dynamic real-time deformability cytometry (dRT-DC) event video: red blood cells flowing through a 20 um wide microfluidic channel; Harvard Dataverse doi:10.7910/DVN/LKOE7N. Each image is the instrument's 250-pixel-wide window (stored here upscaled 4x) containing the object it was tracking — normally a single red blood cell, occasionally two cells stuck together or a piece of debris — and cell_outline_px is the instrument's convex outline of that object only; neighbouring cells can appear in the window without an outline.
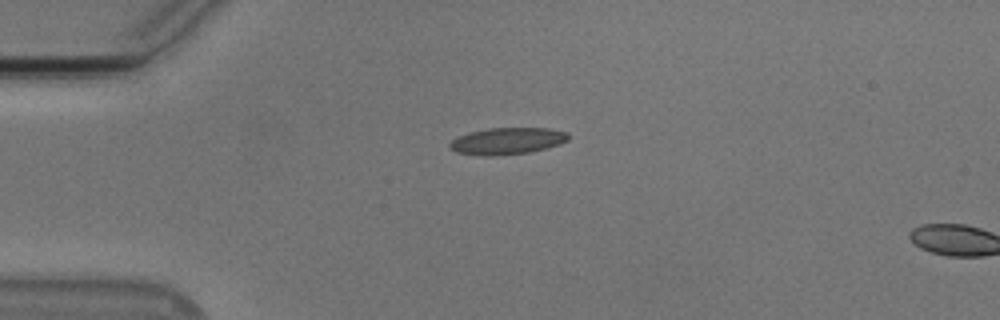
{"species": "Egyptian fruit bat (a non-hibernating species)", "species_latin": "Rousettus aegyptiacus", "temperature_condition": "cold", "stored_images_in_passage": 3, "camera_frame_rate_fps": 3000, "um_per_image_px": 0.085, "animal": {"sex": "male"}, "frame": {"image": 1, "passage_image": 1, "time_ms": 0.0, "image_size_px": [1000, 320], "cell_outline_px": [[568, 140], [560, 144], [528, 152], [492, 156], [484, 156], [456, 152], [448, 144], [456, 136], [468, 132], [488, 128], [548, 128], [568, 132]], "centroid_in_image_um": [43.09, 11.97], "position_along_channel_um": 41.9, "area_um2": 18.44}}